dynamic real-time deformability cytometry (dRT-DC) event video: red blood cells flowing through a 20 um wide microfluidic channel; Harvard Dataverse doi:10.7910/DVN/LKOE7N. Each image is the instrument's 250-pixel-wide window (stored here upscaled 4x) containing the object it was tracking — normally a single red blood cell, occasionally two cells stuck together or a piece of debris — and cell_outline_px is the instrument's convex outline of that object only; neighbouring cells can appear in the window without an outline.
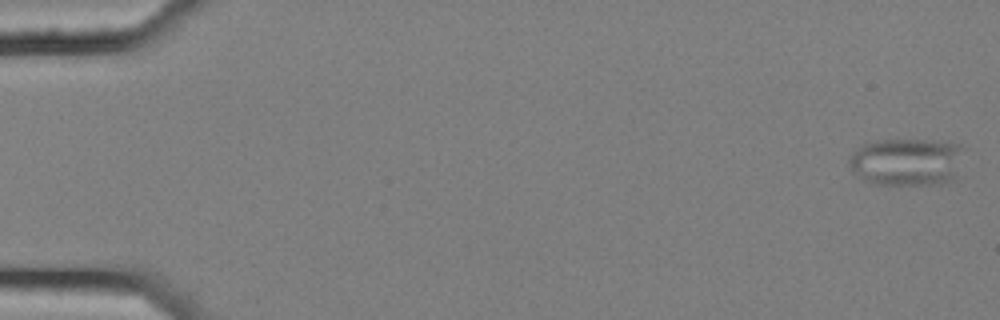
{"species": "common noctule bat (a hibernating species)", "species_latin": "Nyctalus noctula", "temperature_condition": "cold", "stored_images_in_passage": 4, "camera_frame_rate_fps": 3000, "um_per_image_px": 0.085, "animal": {"sex": "female", "body_mass_g": 25.1}, "frame": {"image": 1, "passage_image": 1, "time_ms": 0.0, "image_size_px": [1000, 320], "cell_outline_px": [[968, 148], [952, 180], [940, 184], [876, 184], [864, 180], [852, 172], [848, 160], [852, 152], [856, 148], [864, 144], [876, 140], [924, 140], [960, 144]], "centroid_in_image_um": [77.09, 13.74], "position_along_channel_um": 7.9, "area_um2": 32.14}}
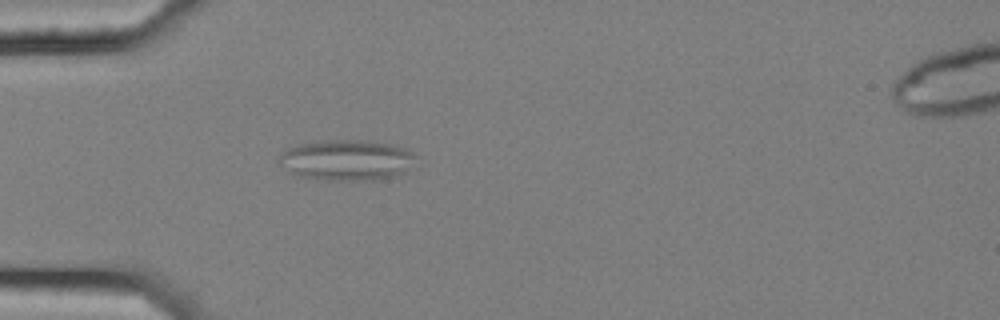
{"frame": {"image": 2, "passage_image": 4, "time_ms": 1.0, "image_size_px": [1000, 320], "cell_outline_px": [[416, 156], [408, 168], [404, 172], [392, 176], [372, 180], [328, 180], [300, 176], [288, 172], [280, 164], [280, 152], [288, 148], [300, 144], [316, 140], [368, 140], [392, 144], [404, 148], [412, 152]], "centroid_in_image_um": [29.43, 13.59], "position_along_channel_um": 55.6, "area_um2": 32.37}}